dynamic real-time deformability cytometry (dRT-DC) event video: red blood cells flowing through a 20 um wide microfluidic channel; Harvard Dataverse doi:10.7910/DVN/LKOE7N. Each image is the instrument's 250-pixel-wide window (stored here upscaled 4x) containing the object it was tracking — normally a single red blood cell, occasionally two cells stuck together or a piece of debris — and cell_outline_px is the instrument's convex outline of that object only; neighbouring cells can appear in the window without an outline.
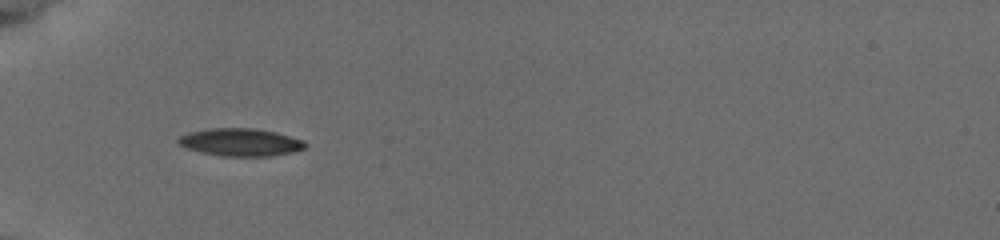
{"species": "common noctule bat (a hibernating species)", "species_latin": "Nyctalus noctula", "temperature_condition": "cold", "stored_images_in_passage": 31, "camera_frame_rate_fps": 3000, "um_per_image_px": 0.085, "animal": {"sex": "female", "body_mass_g": 19.5, "forearm_length_mm": 54.1}, "frame": {"image": 1, "passage_image": 2, "time_ms": 0.667, "image_size_px": [1000, 240], "cell_outline_px": [[308, 144], [304, 148], [292, 152], [272, 156], [220, 156], [200, 152], [188, 148], [180, 144], [176, 140], [180, 136], [192, 132], [208, 128], [252, 128], [276, 132], [304, 140]], "centroid_in_image_um": [20.47, 12.09], "position_along_channel_um": 64.5, "area_um2": 20.4}}
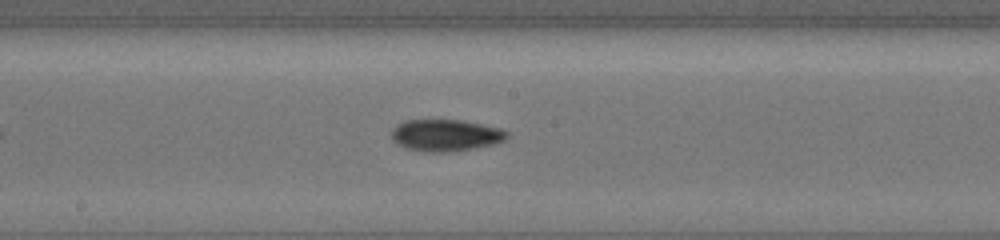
{"frame": {"image": 2, "passage_image": 13, "time_ms": 4.667, "image_size_px": [1000, 240], "cell_outline_px": [[508, 136], [504, 140], [496, 144], [452, 152], [424, 152], [408, 148], [396, 144], [392, 140], [392, 128], [396, 124], [408, 120], [460, 120], [500, 128], [508, 132]], "centroid_in_image_um": [37.87, 11.51], "position_along_channel_um": 210.3, "area_um2": 21.44}}
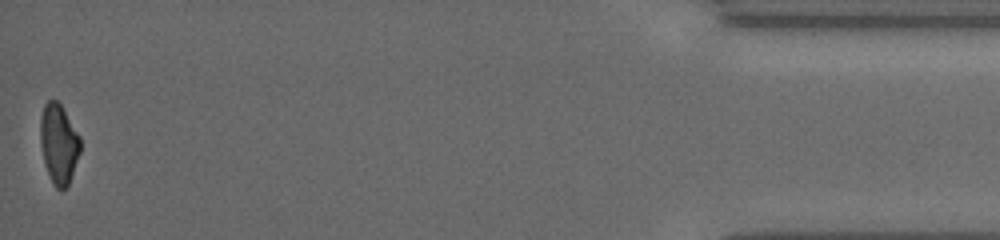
{"frame": {"image": 3, "passage_image": 31, "time_ms": 12.333, "image_size_px": [1000, 240], "cell_outline_px": [[80, 152], [68, 184], [60, 192], [52, 184], [44, 164], [40, 140], [40, 116], [44, 104], [48, 100], [56, 100], [60, 104], [80, 136]], "centroid_in_image_um": [4.97, 12.23], "position_along_channel_um": 430.2, "area_um2": 18.55}, "authors_computed_cell_mechanics": {"area_um2": 20.4034, "velocity_mm_per_s": 3.8525, "shape_relaxation_time_tau1_ms": 3.1014, "shape_relaxation_time_tau2_ms": null, "deformation_change_tau1": 0.1499, "deformation_change_tau2": null}}